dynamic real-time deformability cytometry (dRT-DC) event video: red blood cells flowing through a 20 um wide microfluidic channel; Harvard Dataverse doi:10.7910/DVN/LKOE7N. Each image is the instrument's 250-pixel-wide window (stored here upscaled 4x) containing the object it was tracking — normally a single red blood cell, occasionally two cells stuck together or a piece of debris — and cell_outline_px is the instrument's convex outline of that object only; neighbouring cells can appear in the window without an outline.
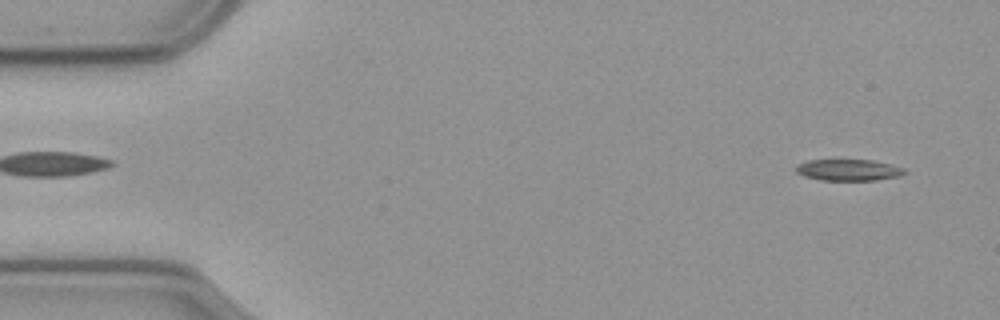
{"species": "common noctule bat (a hibernating species)", "species_latin": "Nyctalus noctula", "temperature_condition": "cold", "stored_images_in_passage": 57, "camera_frame_rate_fps": 3000, "um_per_image_px": 0.085, "animal": {"sex": "male", "body_mass_g": 23.1, "forearm_length_mm": 52.7}, "frame": {"image": 1, "passage_image": 3, "time_ms": 0.667, "image_size_px": [1000, 320], "cell_outline_px": [[908, 172], [900, 176], [876, 180], [820, 180], [804, 176], [796, 172], [796, 164], [808, 160], [872, 160], [892, 164], [904, 168]], "centroid_in_image_um": [72.14, 14.45], "position_along_channel_um": 12.9, "area_um2": 13.64}}
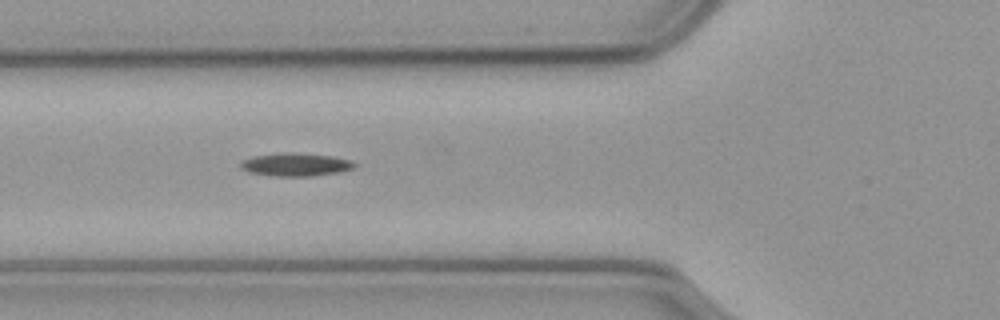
{"frame": {"image": 2, "passage_image": 20, "time_ms": 6.333, "image_size_px": [1000, 320], "cell_outline_px": [[356, 164], [352, 168], [340, 172], [312, 176], [276, 176], [252, 172], [240, 168], [240, 164], [244, 160], [256, 156], [332, 156], [352, 160]], "centroid_in_image_um": [25.21, 14.06], "position_along_channel_um": 100.6, "area_um2": 13.87}}
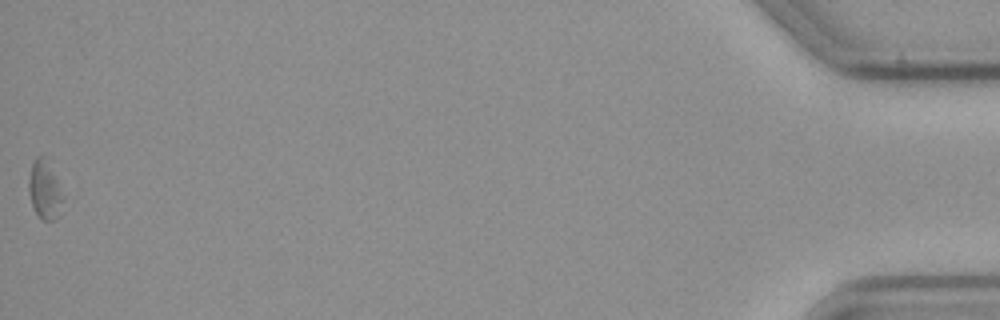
{"frame": {"image": 3, "passage_image": 57, "time_ms": 18.667, "image_size_px": [1000, 320], "cell_outline_px": [[64, 196], [60, 216], [56, 220], [44, 220], [36, 212], [32, 204], [28, 192], [28, 180], [32, 164], [36, 156], [40, 156], [56, 180]], "centroid_in_image_um": [3.79, 16.26], "position_along_channel_um": 431.4, "area_um2": 11.16}, "authors_computed_cell_mechanics": {"area_um2": 13.9298, "velocity_mm_per_s": 3.5484, "shape_relaxation_time_tau1_ms": 8.2331, "shape_relaxation_time_tau2_ms": null, "deformation_change_tau1": 0.1613, "deformation_change_tau2": null}}